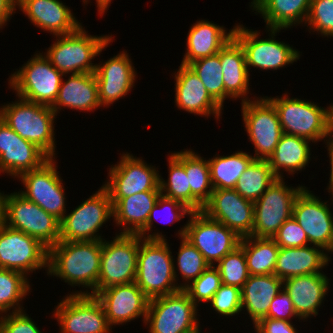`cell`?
Returning a JSON list of instances; mask_svg holds the SVG:
<instances>
[{
  "mask_svg": "<svg viewBox=\"0 0 333 333\" xmlns=\"http://www.w3.org/2000/svg\"><path fill=\"white\" fill-rule=\"evenodd\" d=\"M102 241H59L48 249L47 275L59 277L71 286L91 290L72 295H96L101 266Z\"/></svg>",
  "mask_w": 333,
  "mask_h": 333,
  "instance_id": "obj_1",
  "label": "cell"
},
{
  "mask_svg": "<svg viewBox=\"0 0 333 333\" xmlns=\"http://www.w3.org/2000/svg\"><path fill=\"white\" fill-rule=\"evenodd\" d=\"M265 97L274 105L283 133L298 136L312 143L322 139L324 143L330 140L331 105L321 108L311 101L290 98L287 93L277 98Z\"/></svg>",
  "mask_w": 333,
  "mask_h": 333,
  "instance_id": "obj_2",
  "label": "cell"
},
{
  "mask_svg": "<svg viewBox=\"0 0 333 333\" xmlns=\"http://www.w3.org/2000/svg\"><path fill=\"white\" fill-rule=\"evenodd\" d=\"M166 240H149L140 236L135 283L149 298L179 291L175 280L174 259Z\"/></svg>",
  "mask_w": 333,
  "mask_h": 333,
  "instance_id": "obj_3",
  "label": "cell"
},
{
  "mask_svg": "<svg viewBox=\"0 0 333 333\" xmlns=\"http://www.w3.org/2000/svg\"><path fill=\"white\" fill-rule=\"evenodd\" d=\"M81 25L75 32L66 35H56V40L44 53L49 62L66 77V74L93 73L96 64L92 59L99 56L108 47L111 36H93L87 34Z\"/></svg>",
  "mask_w": 333,
  "mask_h": 333,
  "instance_id": "obj_4",
  "label": "cell"
},
{
  "mask_svg": "<svg viewBox=\"0 0 333 333\" xmlns=\"http://www.w3.org/2000/svg\"><path fill=\"white\" fill-rule=\"evenodd\" d=\"M19 100L1 106V119L23 139L37 145L50 158H55L56 113L50 106Z\"/></svg>",
  "mask_w": 333,
  "mask_h": 333,
  "instance_id": "obj_5",
  "label": "cell"
},
{
  "mask_svg": "<svg viewBox=\"0 0 333 333\" xmlns=\"http://www.w3.org/2000/svg\"><path fill=\"white\" fill-rule=\"evenodd\" d=\"M65 75L59 72L42 53L34 54L27 63L9 77V88L17 97L46 106L57 98Z\"/></svg>",
  "mask_w": 333,
  "mask_h": 333,
  "instance_id": "obj_6",
  "label": "cell"
},
{
  "mask_svg": "<svg viewBox=\"0 0 333 333\" xmlns=\"http://www.w3.org/2000/svg\"><path fill=\"white\" fill-rule=\"evenodd\" d=\"M189 216L177 236L195 246L210 266L239 247L241 238L221 222L210 219L203 211H194Z\"/></svg>",
  "mask_w": 333,
  "mask_h": 333,
  "instance_id": "obj_7",
  "label": "cell"
},
{
  "mask_svg": "<svg viewBox=\"0 0 333 333\" xmlns=\"http://www.w3.org/2000/svg\"><path fill=\"white\" fill-rule=\"evenodd\" d=\"M197 305L180 289L169 295L149 300L144 324L149 333H194L201 329Z\"/></svg>",
  "mask_w": 333,
  "mask_h": 333,
  "instance_id": "obj_8",
  "label": "cell"
},
{
  "mask_svg": "<svg viewBox=\"0 0 333 333\" xmlns=\"http://www.w3.org/2000/svg\"><path fill=\"white\" fill-rule=\"evenodd\" d=\"M4 224L32 236L48 249L59 242L60 221L19 192L4 195Z\"/></svg>",
  "mask_w": 333,
  "mask_h": 333,
  "instance_id": "obj_9",
  "label": "cell"
},
{
  "mask_svg": "<svg viewBox=\"0 0 333 333\" xmlns=\"http://www.w3.org/2000/svg\"><path fill=\"white\" fill-rule=\"evenodd\" d=\"M113 217V204L107 190L101 186L95 194L77 206L60 221L59 241H102L103 224Z\"/></svg>",
  "mask_w": 333,
  "mask_h": 333,
  "instance_id": "obj_10",
  "label": "cell"
},
{
  "mask_svg": "<svg viewBox=\"0 0 333 333\" xmlns=\"http://www.w3.org/2000/svg\"><path fill=\"white\" fill-rule=\"evenodd\" d=\"M270 31V32H269ZM269 38L259 39L260 32L235 25L233 37L240 43L245 54L248 71L250 67L259 70H277L300 59V53L289 44L275 40L280 29H268ZM271 36V37H270Z\"/></svg>",
  "mask_w": 333,
  "mask_h": 333,
  "instance_id": "obj_11",
  "label": "cell"
},
{
  "mask_svg": "<svg viewBox=\"0 0 333 333\" xmlns=\"http://www.w3.org/2000/svg\"><path fill=\"white\" fill-rule=\"evenodd\" d=\"M140 236L116 234L113 240H102L101 266L97 293L109 286L135 282Z\"/></svg>",
  "mask_w": 333,
  "mask_h": 333,
  "instance_id": "obj_12",
  "label": "cell"
},
{
  "mask_svg": "<svg viewBox=\"0 0 333 333\" xmlns=\"http://www.w3.org/2000/svg\"><path fill=\"white\" fill-rule=\"evenodd\" d=\"M305 186L289 187L283 178H277L264 194L254 202L252 235L273 238L284 222L292 217L298 194Z\"/></svg>",
  "mask_w": 333,
  "mask_h": 333,
  "instance_id": "obj_13",
  "label": "cell"
},
{
  "mask_svg": "<svg viewBox=\"0 0 333 333\" xmlns=\"http://www.w3.org/2000/svg\"><path fill=\"white\" fill-rule=\"evenodd\" d=\"M241 103L242 119L248 139L253 143L254 159L268 160L283 135L277 111L266 97Z\"/></svg>",
  "mask_w": 333,
  "mask_h": 333,
  "instance_id": "obj_14",
  "label": "cell"
},
{
  "mask_svg": "<svg viewBox=\"0 0 333 333\" xmlns=\"http://www.w3.org/2000/svg\"><path fill=\"white\" fill-rule=\"evenodd\" d=\"M68 295L63 297L52 314L59 324L60 333L112 332L103 305L94 295Z\"/></svg>",
  "mask_w": 333,
  "mask_h": 333,
  "instance_id": "obj_15",
  "label": "cell"
},
{
  "mask_svg": "<svg viewBox=\"0 0 333 333\" xmlns=\"http://www.w3.org/2000/svg\"><path fill=\"white\" fill-rule=\"evenodd\" d=\"M56 167L55 158H50L39 168L21 174L18 179L26 190L19 193L61 221L67 210L66 196Z\"/></svg>",
  "mask_w": 333,
  "mask_h": 333,
  "instance_id": "obj_16",
  "label": "cell"
},
{
  "mask_svg": "<svg viewBox=\"0 0 333 333\" xmlns=\"http://www.w3.org/2000/svg\"><path fill=\"white\" fill-rule=\"evenodd\" d=\"M0 268L26 276L48 268V248L32 236L3 224L0 227Z\"/></svg>",
  "mask_w": 333,
  "mask_h": 333,
  "instance_id": "obj_17",
  "label": "cell"
},
{
  "mask_svg": "<svg viewBox=\"0 0 333 333\" xmlns=\"http://www.w3.org/2000/svg\"><path fill=\"white\" fill-rule=\"evenodd\" d=\"M120 155V161L111 165L109 179L102 185L110 198L129 197L144 191H160L156 166L153 167L128 152Z\"/></svg>",
  "mask_w": 333,
  "mask_h": 333,
  "instance_id": "obj_18",
  "label": "cell"
},
{
  "mask_svg": "<svg viewBox=\"0 0 333 333\" xmlns=\"http://www.w3.org/2000/svg\"><path fill=\"white\" fill-rule=\"evenodd\" d=\"M308 188L297 196L292 212L295 219L307 235L310 245L322 247L333 253V213L328 201H321Z\"/></svg>",
  "mask_w": 333,
  "mask_h": 333,
  "instance_id": "obj_19",
  "label": "cell"
},
{
  "mask_svg": "<svg viewBox=\"0 0 333 333\" xmlns=\"http://www.w3.org/2000/svg\"><path fill=\"white\" fill-rule=\"evenodd\" d=\"M210 219L221 222L240 238L252 235L254 202L244 199L235 189H213L202 210Z\"/></svg>",
  "mask_w": 333,
  "mask_h": 333,
  "instance_id": "obj_20",
  "label": "cell"
},
{
  "mask_svg": "<svg viewBox=\"0 0 333 333\" xmlns=\"http://www.w3.org/2000/svg\"><path fill=\"white\" fill-rule=\"evenodd\" d=\"M49 159L37 145L23 139L0 119V174L18 178L39 168Z\"/></svg>",
  "mask_w": 333,
  "mask_h": 333,
  "instance_id": "obj_21",
  "label": "cell"
},
{
  "mask_svg": "<svg viewBox=\"0 0 333 333\" xmlns=\"http://www.w3.org/2000/svg\"><path fill=\"white\" fill-rule=\"evenodd\" d=\"M95 297L103 305L111 327L124 325L140 316L144 323L150 299L135 282L109 286L100 290Z\"/></svg>",
  "mask_w": 333,
  "mask_h": 333,
  "instance_id": "obj_22",
  "label": "cell"
},
{
  "mask_svg": "<svg viewBox=\"0 0 333 333\" xmlns=\"http://www.w3.org/2000/svg\"><path fill=\"white\" fill-rule=\"evenodd\" d=\"M101 107H107L132 90L137 72L127 51H122L104 63H96L94 72Z\"/></svg>",
  "mask_w": 333,
  "mask_h": 333,
  "instance_id": "obj_23",
  "label": "cell"
},
{
  "mask_svg": "<svg viewBox=\"0 0 333 333\" xmlns=\"http://www.w3.org/2000/svg\"><path fill=\"white\" fill-rule=\"evenodd\" d=\"M175 105L190 114L220 119L223 108L209 95L198 75L189 65L180 64L174 72Z\"/></svg>",
  "mask_w": 333,
  "mask_h": 333,
  "instance_id": "obj_24",
  "label": "cell"
},
{
  "mask_svg": "<svg viewBox=\"0 0 333 333\" xmlns=\"http://www.w3.org/2000/svg\"><path fill=\"white\" fill-rule=\"evenodd\" d=\"M16 6L34 26L54 36L71 34L82 25L60 0H17Z\"/></svg>",
  "mask_w": 333,
  "mask_h": 333,
  "instance_id": "obj_25",
  "label": "cell"
},
{
  "mask_svg": "<svg viewBox=\"0 0 333 333\" xmlns=\"http://www.w3.org/2000/svg\"><path fill=\"white\" fill-rule=\"evenodd\" d=\"M330 279L325 273L300 275L283 280V289L289 294L300 320L318 315L328 295Z\"/></svg>",
  "mask_w": 333,
  "mask_h": 333,
  "instance_id": "obj_26",
  "label": "cell"
},
{
  "mask_svg": "<svg viewBox=\"0 0 333 333\" xmlns=\"http://www.w3.org/2000/svg\"><path fill=\"white\" fill-rule=\"evenodd\" d=\"M327 253L316 245L279 248L274 274L285 280L294 276L324 273L322 269L331 261Z\"/></svg>",
  "mask_w": 333,
  "mask_h": 333,
  "instance_id": "obj_27",
  "label": "cell"
},
{
  "mask_svg": "<svg viewBox=\"0 0 333 333\" xmlns=\"http://www.w3.org/2000/svg\"><path fill=\"white\" fill-rule=\"evenodd\" d=\"M223 70V82L226 98H241V103L249 101L250 71L246 65L245 54L240 43L233 37L217 53Z\"/></svg>",
  "mask_w": 333,
  "mask_h": 333,
  "instance_id": "obj_28",
  "label": "cell"
},
{
  "mask_svg": "<svg viewBox=\"0 0 333 333\" xmlns=\"http://www.w3.org/2000/svg\"><path fill=\"white\" fill-rule=\"evenodd\" d=\"M61 107L88 112L101 107L94 72L70 74L67 81L62 80L57 98L51 108L57 115Z\"/></svg>",
  "mask_w": 333,
  "mask_h": 333,
  "instance_id": "obj_29",
  "label": "cell"
},
{
  "mask_svg": "<svg viewBox=\"0 0 333 333\" xmlns=\"http://www.w3.org/2000/svg\"><path fill=\"white\" fill-rule=\"evenodd\" d=\"M160 191H144L129 197L110 198L116 226L120 234H138L147 224L149 213L156 204Z\"/></svg>",
  "mask_w": 333,
  "mask_h": 333,
  "instance_id": "obj_30",
  "label": "cell"
},
{
  "mask_svg": "<svg viewBox=\"0 0 333 333\" xmlns=\"http://www.w3.org/2000/svg\"><path fill=\"white\" fill-rule=\"evenodd\" d=\"M234 27L227 32L224 26L207 20L194 23L188 32L187 49L181 64L189 65L198 59L217 54L233 38Z\"/></svg>",
  "mask_w": 333,
  "mask_h": 333,
  "instance_id": "obj_31",
  "label": "cell"
},
{
  "mask_svg": "<svg viewBox=\"0 0 333 333\" xmlns=\"http://www.w3.org/2000/svg\"><path fill=\"white\" fill-rule=\"evenodd\" d=\"M281 289L283 280L275 274L249 275L241 289V310L247 311L253 325L266 317L270 303Z\"/></svg>",
  "mask_w": 333,
  "mask_h": 333,
  "instance_id": "obj_32",
  "label": "cell"
},
{
  "mask_svg": "<svg viewBox=\"0 0 333 333\" xmlns=\"http://www.w3.org/2000/svg\"><path fill=\"white\" fill-rule=\"evenodd\" d=\"M312 0H252L250 7L265 20L267 29L285 30L305 24Z\"/></svg>",
  "mask_w": 333,
  "mask_h": 333,
  "instance_id": "obj_33",
  "label": "cell"
},
{
  "mask_svg": "<svg viewBox=\"0 0 333 333\" xmlns=\"http://www.w3.org/2000/svg\"><path fill=\"white\" fill-rule=\"evenodd\" d=\"M310 143L298 136L283 133L274 153L268 159L275 177L283 178V170L292 175L305 169L311 159Z\"/></svg>",
  "mask_w": 333,
  "mask_h": 333,
  "instance_id": "obj_34",
  "label": "cell"
},
{
  "mask_svg": "<svg viewBox=\"0 0 333 333\" xmlns=\"http://www.w3.org/2000/svg\"><path fill=\"white\" fill-rule=\"evenodd\" d=\"M183 167L191 188V210L202 211L213 192L208 160L186 149L183 151Z\"/></svg>",
  "mask_w": 333,
  "mask_h": 333,
  "instance_id": "obj_35",
  "label": "cell"
},
{
  "mask_svg": "<svg viewBox=\"0 0 333 333\" xmlns=\"http://www.w3.org/2000/svg\"><path fill=\"white\" fill-rule=\"evenodd\" d=\"M254 160L253 155L238 151L231 155L209 158L210 179L213 189H234L240 176Z\"/></svg>",
  "mask_w": 333,
  "mask_h": 333,
  "instance_id": "obj_36",
  "label": "cell"
},
{
  "mask_svg": "<svg viewBox=\"0 0 333 333\" xmlns=\"http://www.w3.org/2000/svg\"><path fill=\"white\" fill-rule=\"evenodd\" d=\"M249 275L274 274L279 247L273 238H241Z\"/></svg>",
  "mask_w": 333,
  "mask_h": 333,
  "instance_id": "obj_37",
  "label": "cell"
},
{
  "mask_svg": "<svg viewBox=\"0 0 333 333\" xmlns=\"http://www.w3.org/2000/svg\"><path fill=\"white\" fill-rule=\"evenodd\" d=\"M277 179L268 160L254 159L238 179L235 190L247 200L257 201Z\"/></svg>",
  "mask_w": 333,
  "mask_h": 333,
  "instance_id": "obj_38",
  "label": "cell"
},
{
  "mask_svg": "<svg viewBox=\"0 0 333 333\" xmlns=\"http://www.w3.org/2000/svg\"><path fill=\"white\" fill-rule=\"evenodd\" d=\"M28 278L22 272L0 268V315L24 309L20 302L31 292Z\"/></svg>",
  "mask_w": 333,
  "mask_h": 333,
  "instance_id": "obj_39",
  "label": "cell"
},
{
  "mask_svg": "<svg viewBox=\"0 0 333 333\" xmlns=\"http://www.w3.org/2000/svg\"><path fill=\"white\" fill-rule=\"evenodd\" d=\"M168 181L159 175V188L163 196L178 200L191 209V188L183 167V150L167 155Z\"/></svg>",
  "mask_w": 333,
  "mask_h": 333,
  "instance_id": "obj_40",
  "label": "cell"
},
{
  "mask_svg": "<svg viewBox=\"0 0 333 333\" xmlns=\"http://www.w3.org/2000/svg\"><path fill=\"white\" fill-rule=\"evenodd\" d=\"M189 66L198 75L209 95L223 108L225 90L219 55L198 59Z\"/></svg>",
  "mask_w": 333,
  "mask_h": 333,
  "instance_id": "obj_41",
  "label": "cell"
},
{
  "mask_svg": "<svg viewBox=\"0 0 333 333\" xmlns=\"http://www.w3.org/2000/svg\"><path fill=\"white\" fill-rule=\"evenodd\" d=\"M159 208V209H158ZM158 210H163L162 212L164 214L163 217L165 216L167 219L163 221V223L166 224H172L174 222L180 221L185 215L189 216L193 211L188 208L185 204L178 200H174L168 197L163 196L160 194L158 197L156 204L153 206L151 212L149 213L148 219H147V224L146 226L137 234L141 236L143 239H149V240H166L165 235L162 234V232H153L152 234V225L153 221L157 219V221L162 222L161 219L158 220V217L156 214H158ZM166 210V211H165ZM167 213V214H166ZM159 215V214H158ZM160 215V216H162ZM164 217V219H165ZM148 232V233H147ZM150 233V234H149Z\"/></svg>",
  "mask_w": 333,
  "mask_h": 333,
  "instance_id": "obj_42",
  "label": "cell"
},
{
  "mask_svg": "<svg viewBox=\"0 0 333 333\" xmlns=\"http://www.w3.org/2000/svg\"><path fill=\"white\" fill-rule=\"evenodd\" d=\"M180 241L181 244L178 249L176 260L177 267L175 266V263L174 273L176 282L179 280L177 271H179L183 281L185 280V283L183 282L180 284V288L184 289L190 284V281L192 282L197 279L210 265L196 247L184 237H182Z\"/></svg>",
  "mask_w": 333,
  "mask_h": 333,
  "instance_id": "obj_43",
  "label": "cell"
},
{
  "mask_svg": "<svg viewBox=\"0 0 333 333\" xmlns=\"http://www.w3.org/2000/svg\"><path fill=\"white\" fill-rule=\"evenodd\" d=\"M215 267L220 273L222 284L225 285L242 289L249 278L244 249L240 245L222 258Z\"/></svg>",
  "mask_w": 333,
  "mask_h": 333,
  "instance_id": "obj_44",
  "label": "cell"
},
{
  "mask_svg": "<svg viewBox=\"0 0 333 333\" xmlns=\"http://www.w3.org/2000/svg\"><path fill=\"white\" fill-rule=\"evenodd\" d=\"M221 284L218 269L215 266H209L197 279L190 282L184 290L189 294L190 299L198 306V304H200L199 302L208 304Z\"/></svg>",
  "mask_w": 333,
  "mask_h": 333,
  "instance_id": "obj_45",
  "label": "cell"
},
{
  "mask_svg": "<svg viewBox=\"0 0 333 333\" xmlns=\"http://www.w3.org/2000/svg\"><path fill=\"white\" fill-rule=\"evenodd\" d=\"M306 24L318 35L333 37V0H312Z\"/></svg>",
  "mask_w": 333,
  "mask_h": 333,
  "instance_id": "obj_46",
  "label": "cell"
},
{
  "mask_svg": "<svg viewBox=\"0 0 333 333\" xmlns=\"http://www.w3.org/2000/svg\"><path fill=\"white\" fill-rule=\"evenodd\" d=\"M209 303L212 309L222 316L230 317L238 315L242 311L241 289L221 284Z\"/></svg>",
  "mask_w": 333,
  "mask_h": 333,
  "instance_id": "obj_47",
  "label": "cell"
},
{
  "mask_svg": "<svg viewBox=\"0 0 333 333\" xmlns=\"http://www.w3.org/2000/svg\"><path fill=\"white\" fill-rule=\"evenodd\" d=\"M273 239L279 248H298L310 245L306 233L292 217L284 222Z\"/></svg>",
  "mask_w": 333,
  "mask_h": 333,
  "instance_id": "obj_48",
  "label": "cell"
},
{
  "mask_svg": "<svg viewBox=\"0 0 333 333\" xmlns=\"http://www.w3.org/2000/svg\"><path fill=\"white\" fill-rule=\"evenodd\" d=\"M7 314L0 315V333H42L25 310Z\"/></svg>",
  "mask_w": 333,
  "mask_h": 333,
  "instance_id": "obj_49",
  "label": "cell"
},
{
  "mask_svg": "<svg viewBox=\"0 0 333 333\" xmlns=\"http://www.w3.org/2000/svg\"><path fill=\"white\" fill-rule=\"evenodd\" d=\"M267 318L291 321L293 317L298 318L293 303L286 290L282 289L272 300L269 306Z\"/></svg>",
  "mask_w": 333,
  "mask_h": 333,
  "instance_id": "obj_50",
  "label": "cell"
},
{
  "mask_svg": "<svg viewBox=\"0 0 333 333\" xmlns=\"http://www.w3.org/2000/svg\"><path fill=\"white\" fill-rule=\"evenodd\" d=\"M294 326L291 321L265 317L253 327L256 333H298Z\"/></svg>",
  "mask_w": 333,
  "mask_h": 333,
  "instance_id": "obj_51",
  "label": "cell"
},
{
  "mask_svg": "<svg viewBox=\"0 0 333 333\" xmlns=\"http://www.w3.org/2000/svg\"><path fill=\"white\" fill-rule=\"evenodd\" d=\"M17 5V0H0V29L7 25V22L12 18Z\"/></svg>",
  "mask_w": 333,
  "mask_h": 333,
  "instance_id": "obj_52",
  "label": "cell"
},
{
  "mask_svg": "<svg viewBox=\"0 0 333 333\" xmlns=\"http://www.w3.org/2000/svg\"><path fill=\"white\" fill-rule=\"evenodd\" d=\"M325 145H327L326 147H327L328 155L330 158L329 163L331 166L330 167V178H329V183H328L329 186H327L328 188H326V189L328 190L329 193H331L329 195L332 196L331 198L333 201V138H330V140H328Z\"/></svg>",
  "mask_w": 333,
  "mask_h": 333,
  "instance_id": "obj_53",
  "label": "cell"
},
{
  "mask_svg": "<svg viewBox=\"0 0 333 333\" xmlns=\"http://www.w3.org/2000/svg\"><path fill=\"white\" fill-rule=\"evenodd\" d=\"M90 0H82L84 4H88ZM98 8L99 15L102 16L105 14V11H107V8H109V4L112 0H95Z\"/></svg>",
  "mask_w": 333,
  "mask_h": 333,
  "instance_id": "obj_54",
  "label": "cell"
},
{
  "mask_svg": "<svg viewBox=\"0 0 333 333\" xmlns=\"http://www.w3.org/2000/svg\"><path fill=\"white\" fill-rule=\"evenodd\" d=\"M4 224V193L0 192V227Z\"/></svg>",
  "mask_w": 333,
  "mask_h": 333,
  "instance_id": "obj_55",
  "label": "cell"
},
{
  "mask_svg": "<svg viewBox=\"0 0 333 333\" xmlns=\"http://www.w3.org/2000/svg\"><path fill=\"white\" fill-rule=\"evenodd\" d=\"M331 119H332V124H331L332 136H331V138H333V104L331 105Z\"/></svg>",
  "mask_w": 333,
  "mask_h": 333,
  "instance_id": "obj_56",
  "label": "cell"
},
{
  "mask_svg": "<svg viewBox=\"0 0 333 333\" xmlns=\"http://www.w3.org/2000/svg\"><path fill=\"white\" fill-rule=\"evenodd\" d=\"M200 331H201V330L199 329V330H197V331H196V332H194V333H201Z\"/></svg>",
  "mask_w": 333,
  "mask_h": 333,
  "instance_id": "obj_57",
  "label": "cell"
}]
</instances>
